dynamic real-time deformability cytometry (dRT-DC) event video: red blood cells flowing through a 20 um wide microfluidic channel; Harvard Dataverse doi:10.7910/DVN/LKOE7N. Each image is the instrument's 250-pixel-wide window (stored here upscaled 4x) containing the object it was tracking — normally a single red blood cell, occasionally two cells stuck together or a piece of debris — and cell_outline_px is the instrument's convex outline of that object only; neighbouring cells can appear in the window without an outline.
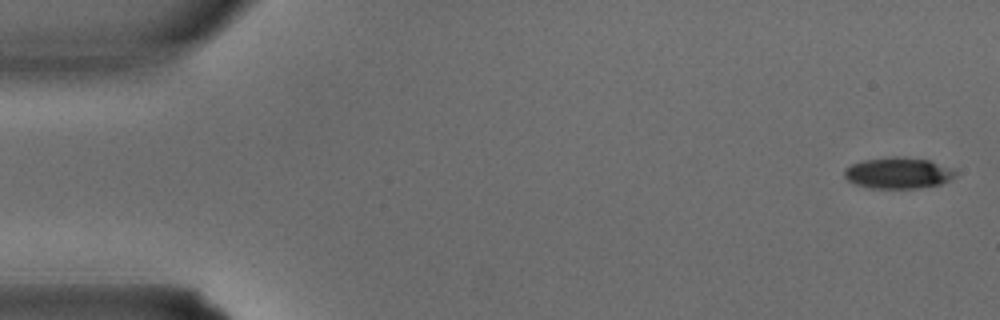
{"species": "common noctule bat (a hibernating species)", "species_latin": "Nyctalus noctula", "temperature_condition": "warm", "stored_images_in_passage": 3, "camera_frame_rate_fps": 3000, "um_per_image_px": 0.085, "animal": {"sex": "male", "body_mass_g": 15.6}, "frame": {"image": 1, "passage_image": 1, "time_ms": 0.0, "image_size_px": [1000, 320], "cell_outline_px": [[956, 176], [952, 180], [940, 184], [916, 188], [868, 188], [856, 184], [848, 180], [844, 176], [844, 168], [852, 164], [864, 160], [892, 156], [896, 156], [928, 160], [952, 168], [956, 172]], "centroid_in_image_um": [76.35, 14.71], "position_along_channel_um": 8.7, "area_um2": 20.17}}
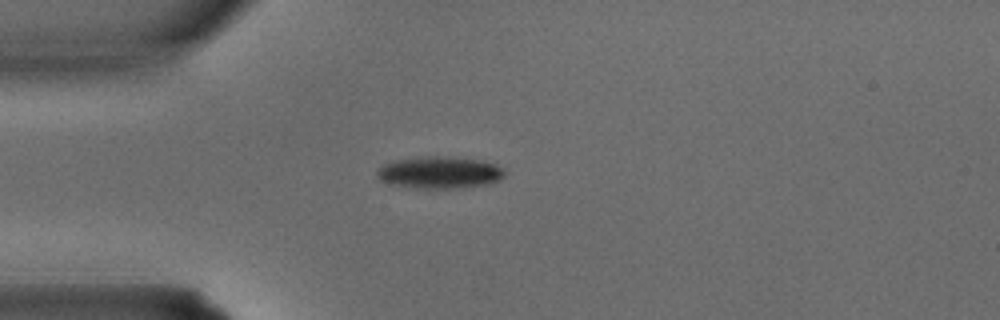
{"frame": {"image": 2, "passage_image": 3, "time_ms": 0.667, "image_size_px": [1000, 320], "cell_outline_px": [[504, 176], [500, 180], [488, 184], [452, 188], [424, 188], [388, 184], [380, 180], [376, 176], [376, 168], [392, 160], [416, 156], [448, 156], [480, 160], [496, 164], [504, 168]], "centroid_in_image_um": [37.32, 14.64], "position_along_channel_um": 47.7, "area_um2": 24.1}}